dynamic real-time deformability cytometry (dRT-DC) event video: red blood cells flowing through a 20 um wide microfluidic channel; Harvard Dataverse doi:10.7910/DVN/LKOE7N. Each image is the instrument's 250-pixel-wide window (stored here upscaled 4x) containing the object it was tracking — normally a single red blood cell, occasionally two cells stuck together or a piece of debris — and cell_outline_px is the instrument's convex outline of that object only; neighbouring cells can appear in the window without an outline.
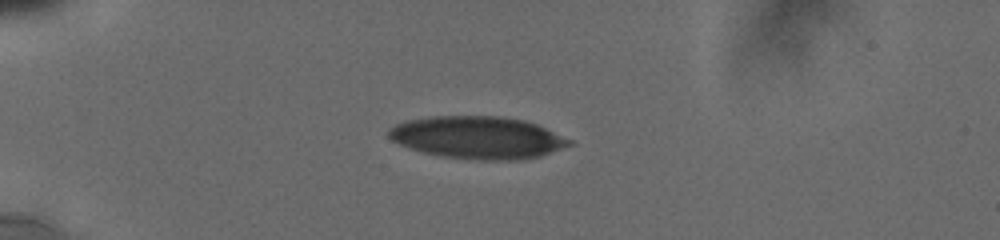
{"species": "human", "species_latin": "Homo sapiens", "temperature_condition": "cold", "stored_images_in_passage": 35, "camera_frame_rate_fps": 3000, "um_per_image_px": 0.085, "donor": {"sex": "male"}, "frame": {"image": 1, "passage_image": 7, "time_ms": 4.0, "image_size_px": [1000, 240], "cell_outline_px": [[576, 144], [540, 156], [516, 160], [484, 160], [444, 156], [424, 152], [408, 148], [392, 140], [388, 136], [388, 128], [404, 120], [432, 116], [500, 116], [524, 120], [536, 124], [572, 140]], "centroid_in_image_um": [40.61, 11.68], "position_along_channel_um": 44.4, "area_um2": 44.62}}
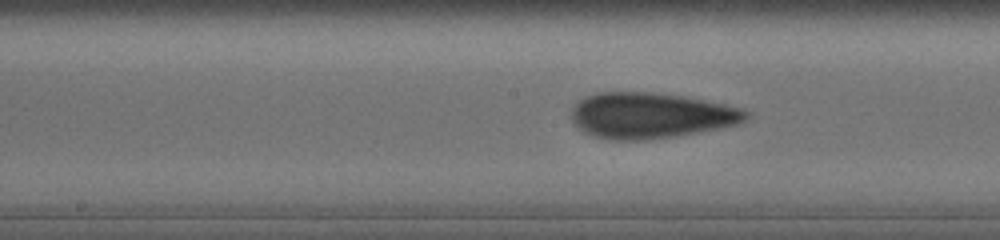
{"frame": {"image": 2, "passage_image": 19, "time_ms": 9.0, "image_size_px": [1000, 240], "cell_outline_px": [[748, 116], [744, 120], [736, 124], [720, 128], [676, 136], [644, 140], [608, 140], [584, 132], [572, 120], [572, 108], [580, 100], [588, 96], [600, 92], [652, 92], [684, 96], [744, 108], [748, 112]], "centroid_in_image_um": [55.32, 9.81], "position_along_channel_um": 192.9, "area_um2": 46.3}}
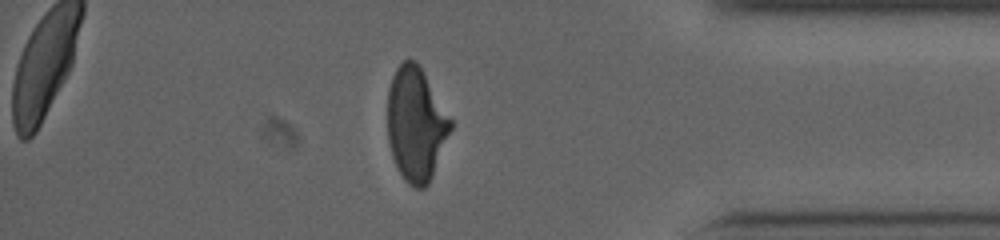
{"frame": {"image": 3, "passage_image": 32, "time_ms": 15.0, "image_size_px": [1000, 240], "cell_outline_px": [[452, 128], [432, 176], [428, 184], [424, 188], [416, 188], [408, 184], [404, 180], [396, 168], [392, 156], [388, 140], [388, 88], [392, 76], [396, 68], [404, 60], [416, 60], [452, 120]], "centroid_in_image_um": [35.34, 10.57], "position_along_channel_um": 399.9, "area_um2": 41.67}, "authors_computed_cell_mechanics": {"area_um2": 44.6216, "velocity_mm_per_s": 3.7997, "shape_relaxation_time_tau1_ms": 9.5302, "shape_relaxation_time_tau2_ms": 1.782, "deformation_change_tau1": 0.2214, "deformation_change_tau2": 0.0894}}